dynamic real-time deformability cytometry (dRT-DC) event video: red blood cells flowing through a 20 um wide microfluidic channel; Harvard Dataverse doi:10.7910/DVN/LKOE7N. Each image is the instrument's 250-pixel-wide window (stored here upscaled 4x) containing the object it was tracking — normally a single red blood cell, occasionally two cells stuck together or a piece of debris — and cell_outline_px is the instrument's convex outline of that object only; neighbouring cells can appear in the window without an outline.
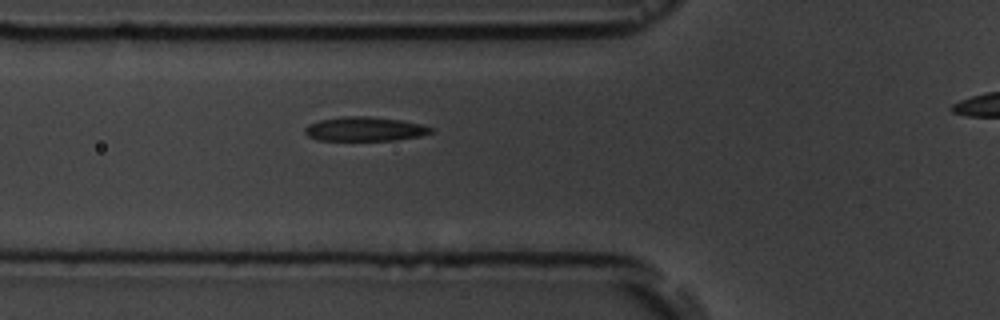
{"species": "common noctule bat (a hibernating species)", "species_latin": "Nyctalus noctula", "temperature_condition": "room temperature", "stored_images_in_passage": 5, "camera_frame_rate_fps": 3000, "um_per_image_px": 0.085, "animal": {"sex": "male", "body_mass_g": 19.5, "forearm_length_mm": 54.6}, "frame": {"image": 1, "passage_image": 4, "time_ms": 3.333, "image_size_px": [1000, 320], "cell_outline_px": [[432, 132], [420, 136], [396, 140], [316, 140], [308, 136], [304, 132], [304, 128], [308, 124], [320, 120], [344, 116], [368, 116], [400, 120], [424, 124], [432, 128]], "centroid_in_image_um": [30.99, 10.96], "position_along_channel_um": 94.8, "area_um2": 17.8}}